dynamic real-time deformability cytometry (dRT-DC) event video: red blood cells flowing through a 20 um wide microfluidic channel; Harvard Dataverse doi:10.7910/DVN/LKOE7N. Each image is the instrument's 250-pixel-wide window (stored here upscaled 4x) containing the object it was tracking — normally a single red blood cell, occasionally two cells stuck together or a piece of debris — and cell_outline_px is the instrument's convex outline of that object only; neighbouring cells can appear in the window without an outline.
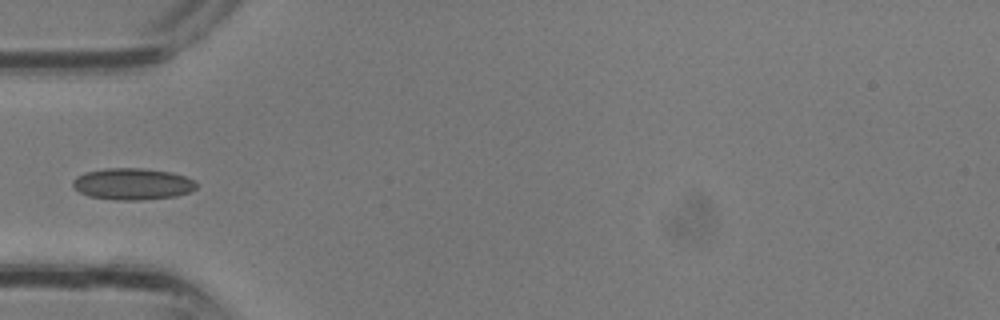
{"species": "common noctule bat (a hibernating species)", "species_latin": "Nyctalus noctula", "temperature_condition": "room temperature", "stored_images_in_passage": 22, "camera_frame_rate_fps": 3000, "um_per_image_px": 0.085, "animal": {"sex": "male", "body_mass_g": 13.3}, "frame": {"image": 1, "passage_image": 1, "time_ms": 0.0, "image_size_px": [1000, 320], "cell_outline_px": [[196, 188], [188, 192], [176, 196], [140, 200], [116, 200], [88, 196], [80, 192], [72, 184], [72, 180], [76, 176], [84, 172], [104, 168], [140, 168], [172, 172], [184, 176], [192, 180], [196, 184]], "centroid_in_image_um": [11.22, 15.63], "position_along_channel_um": 73.8, "area_um2": 22.72}}
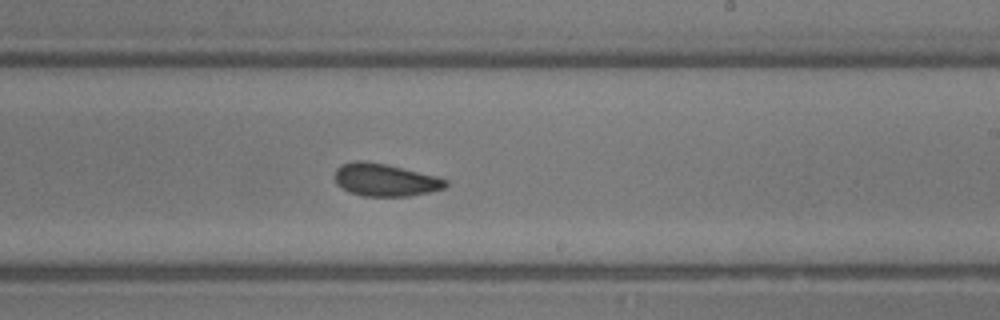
{"frame": {"image": 2, "passage_image": 10, "time_ms": 3.0, "image_size_px": [1000, 320], "cell_outline_px": [[448, 184], [444, 188], [428, 192], [408, 196], [360, 196], [348, 192], [336, 184], [336, 168], [340, 164], [356, 160], [360, 160], [384, 164], [436, 176], [448, 180]], "centroid_in_image_um": [32.7, 15.3], "position_along_channel_um": 256.3, "area_um2": 20.92}}
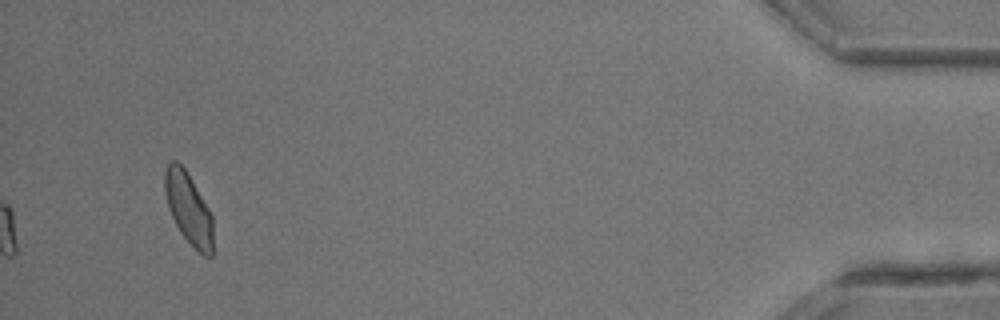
{"frame": {"image": 3, "passage_image": 22, "time_ms": 7.0, "image_size_px": [1000, 320], "cell_outline_px": [[212, 256], [204, 256], [180, 232], [168, 208], [164, 188], [164, 172], [168, 164], [172, 160], [176, 160], [184, 168], [208, 208], [212, 216]], "centroid_in_image_um": [16.0, 17.7], "position_along_channel_um": 419.2, "area_um2": 19.54}}